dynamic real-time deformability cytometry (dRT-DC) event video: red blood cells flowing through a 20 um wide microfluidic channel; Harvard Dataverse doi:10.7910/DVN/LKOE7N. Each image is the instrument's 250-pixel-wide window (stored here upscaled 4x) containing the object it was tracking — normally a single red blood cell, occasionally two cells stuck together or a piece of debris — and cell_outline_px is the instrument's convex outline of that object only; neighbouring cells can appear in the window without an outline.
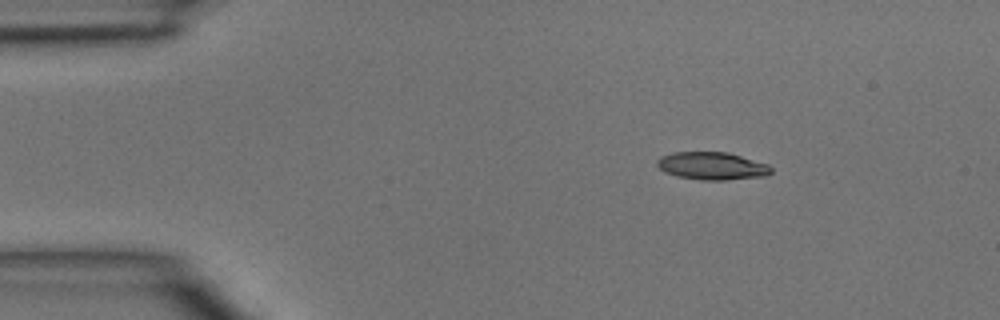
{"species": "common noctule bat (a hibernating species)", "species_latin": "Nyctalus noctula", "temperature_condition": "room temperature", "stored_images_in_passage": 41, "camera_frame_rate_fps": 3000, "um_per_image_px": 0.085, "animal": {"sex": "male", "body_mass_g": 15.6}, "frame": {"image": 1, "passage_image": 2, "time_ms": 0.333, "image_size_px": [1000, 320], "cell_outline_px": [[772, 172], [764, 176], [728, 180], [700, 180], [676, 176], [664, 172], [656, 164], [656, 160], [660, 156], [672, 152], [728, 152], [768, 164], [772, 168]], "centroid_in_image_um": [60.5, 14.1], "position_along_channel_um": 24.5, "area_um2": 18.55}}
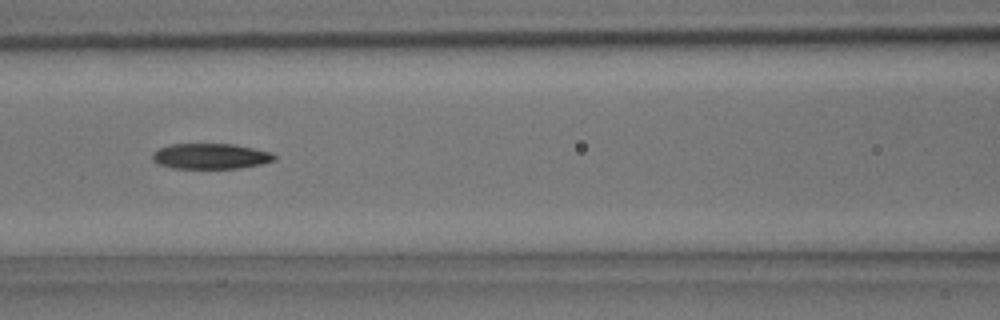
{"frame": {"image": 2, "passage_image": 15, "time_ms": 4.667, "image_size_px": [1000, 320], "cell_outline_px": [[276, 160], [260, 164], [240, 168], [172, 168], [156, 164], [152, 160], [152, 152], [160, 148], [172, 144], [232, 144], [252, 148], [268, 152], [276, 156]], "centroid_in_image_um": [17.85, 13.28], "position_along_channel_um": 148.8, "area_um2": 18.03}}
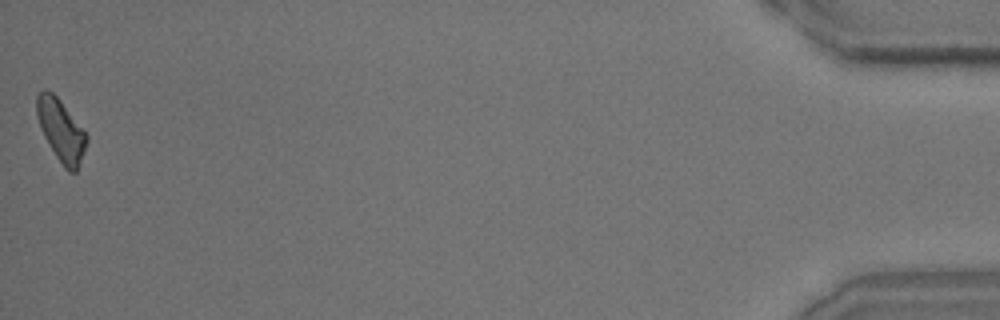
{"frame": {"image": 3, "passage_image": 41, "time_ms": 13.333, "image_size_px": [1000, 320], "cell_outline_px": [[88, 140], [76, 172], [68, 172], [64, 168], [48, 144], [40, 128], [36, 116], [36, 96], [44, 88], [48, 88], [60, 100], [88, 136]], "centroid_in_image_um": [5.15, 11.06], "position_along_channel_um": 430.0, "area_um2": 17.92}}